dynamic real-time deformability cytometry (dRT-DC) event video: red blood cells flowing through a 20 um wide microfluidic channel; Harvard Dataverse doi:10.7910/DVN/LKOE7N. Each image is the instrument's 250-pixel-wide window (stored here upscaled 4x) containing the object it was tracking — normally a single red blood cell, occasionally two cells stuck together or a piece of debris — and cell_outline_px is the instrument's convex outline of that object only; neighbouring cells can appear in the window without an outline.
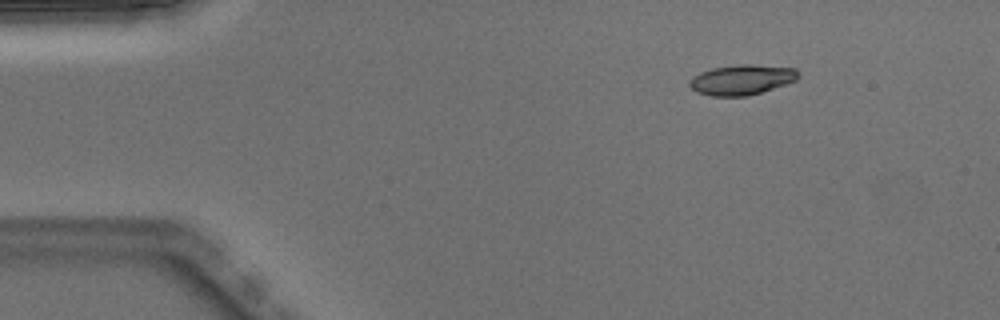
{"species": "Egyptian fruit bat (a non-hibernating species)", "species_latin": "Rousettus aegyptiacus", "temperature_condition": "warm", "stored_images_in_passage": 44, "camera_frame_rate_fps": 3000, "um_per_image_px": 0.085, "animal": {"sex": "male"}, "frame": {"image": 1, "passage_image": 1, "time_ms": 0.0, "image_size_px": [1000, 320], "cell_outline_px": [[800, 76], [796, 80], [748, 96], [712, 96], [696, 92], [688, 84], [688, 80], [692, 76], [700, 72], [712, 68], [740, 64], [752, 64], [796, 68]], "centroid_in_image_um": [63.01, 6.77], "position_along_channel_um": 22.0, "area_um2": 19.13}}
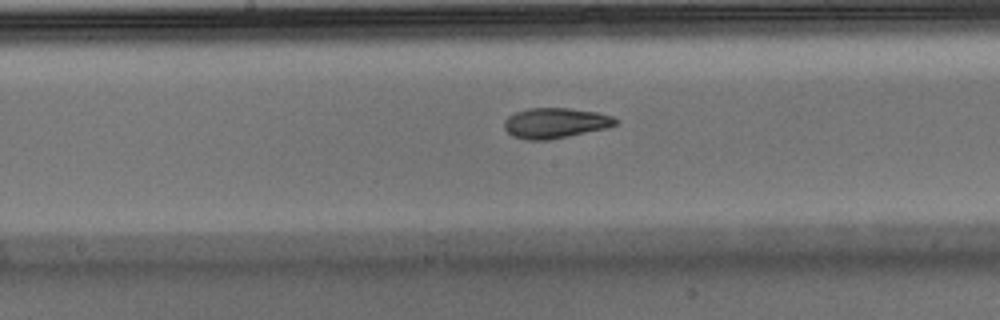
{"frame": {"image": 2, "passage_image": 20, "time_ms": 6.333, "image_size_px": [1000, 320], "cell_outline_px": [[620, 120], [616, 124], [608, 128], [548, 140], [528, 140], [512, 136], [504, 128], [504, 120], [508, 116], [516, 112], [528, 108], [568, 108], [596, 112], [612, 116]], "centroid_in_image_um": [47.2, 10.46], "position_along_channel_um": 201.0, "area_um2": 19.71}}
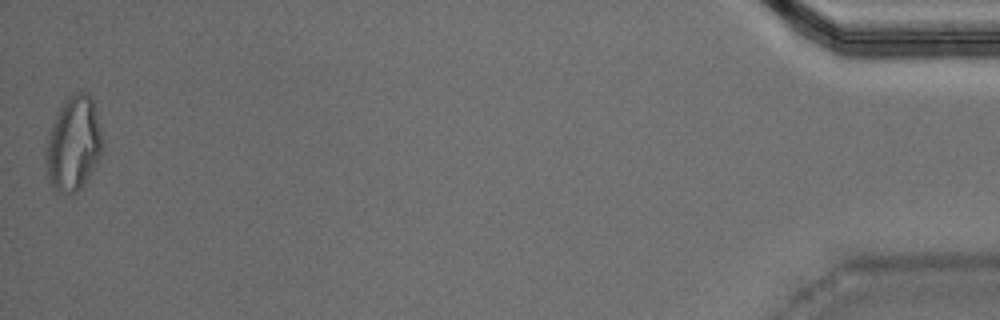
{"frame": {"image": 3, "passage_image": 44, "time_ms": 14.333, "image_size_px": [1000, 320], "cell_outline_px": [[104, 152], [84, 184], [76, 192], [52, 192], [44, 160], [44, 152], [52, 124], [64, 100], [68, 96], [76, 92], [88, 92], [92, 100], [104, 140]], "centroid_in_image_um": [6.25, 12.25], "position_along_channel_um": 429.0, "area_um2": 31.5}, "authors_computed_cell_mechanics": {"area_um2": 19.5653, "velocity_mm_per_s": 4.0244, "shape_relaxation_time_tau1_ms": 7.63, "shape_relaxation_time_tau2_ms": 1.7189, "deformation_change_tau1": 0.2309, "deformation_change_tau2": 0.0846}}